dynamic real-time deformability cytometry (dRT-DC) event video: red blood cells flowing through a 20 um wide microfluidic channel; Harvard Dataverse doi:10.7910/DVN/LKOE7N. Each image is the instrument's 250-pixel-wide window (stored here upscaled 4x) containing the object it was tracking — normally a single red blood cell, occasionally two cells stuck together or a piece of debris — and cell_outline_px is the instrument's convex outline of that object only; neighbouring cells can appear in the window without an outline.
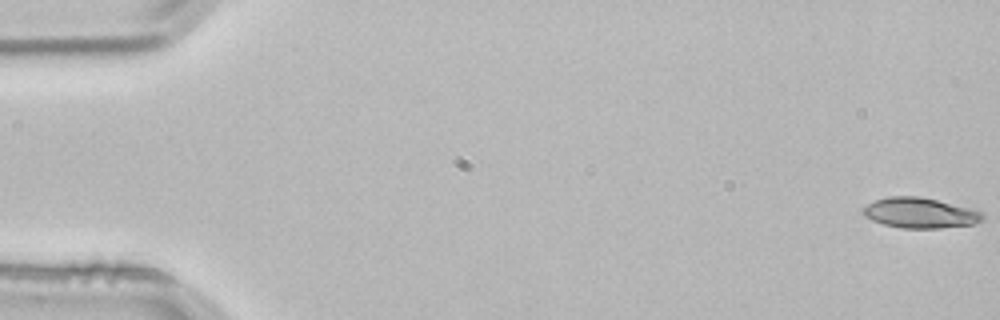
{"species": "common noctule bat (a hibernating species)", "species_latin": "Nyctalus noctula", "temperature_condition": "room temperature", "stored_images_in_passage": 4, "camera_frame_rate_fps": 3000, "um_per_image_px": 0.085, "animal": {"sex": "male", "body_mass_g": 21.5, "forearm_length_mm": 52.0}, "frame": {"image": 1, "passage_image": 1, "time_ms": 0.0, "image_size_px": [1000, 320], "cell_outline_px": [[984, 220], [972, 224], [940, 228], [900, 228], [884, 224], [872, 220], [864, 216], [860, 212], [860, 208], [876, 200], [888, 196], [920, 196], [980, 208], [984, 212]], "centroid_in_image_um": [78.27, 18.08], "position_along_channel_um": 6.7, "area_um2": 21.85}}
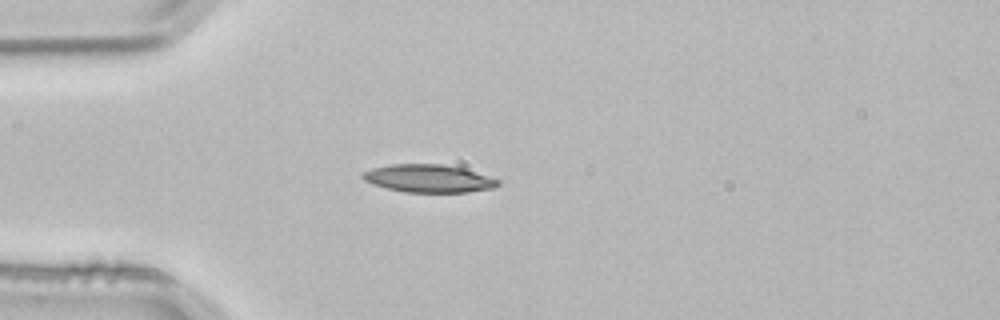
{"frame": {"image": 2, "passage_image": 4, "time_ms": 1.0, "image_size_px": [1000, 320], "cell_outline_px": [[500, 184], [496, 188], [468, 192], [404, 192], [372, 184], [364, 180], [360, 176], [364, 172], [372, 168], [392, 164], [440, 164], [464, 168], [500, 180]], "centroid_in_image_um": [36.45, 15.17], "position_along_channel_um": 48.5, "area_um2": 21.96}}